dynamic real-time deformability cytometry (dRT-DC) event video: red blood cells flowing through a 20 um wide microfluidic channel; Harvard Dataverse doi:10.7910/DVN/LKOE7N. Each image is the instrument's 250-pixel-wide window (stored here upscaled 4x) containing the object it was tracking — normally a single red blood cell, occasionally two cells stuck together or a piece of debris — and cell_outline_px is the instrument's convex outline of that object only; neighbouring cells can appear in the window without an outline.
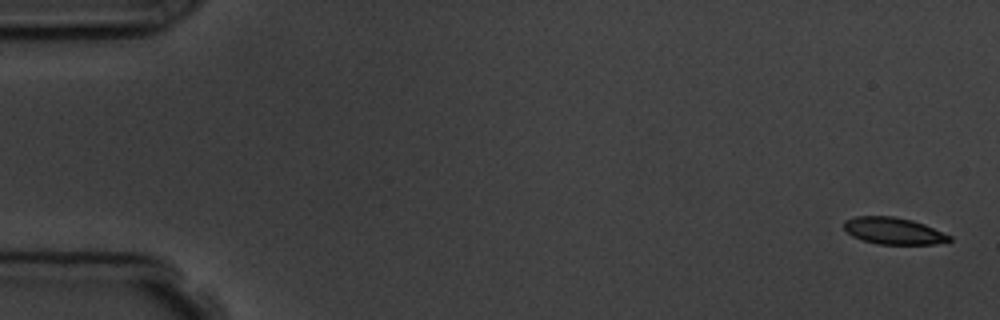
{"species": "common noctule bat (a hibernating species)", "species_latin": "Nyctalus noctula", "temperature_condition": "room temperature", "stored_images_in_passage": 7, "camera_frame_rate_fps": 3000, "um_per_image_px": 0.085, "animal": {"sex": "male", "body_mass_g": 19.5, "forearm_length_mm": 54.6}, "frame": {"image": 1, "passage_image": 1, "time_ms": 0.0, "image_size_px": [1000, 320], "cell_outline_px": [[952, 240], [936, 244], [876, 244], [852, 236], [844, 228], [844, 220], [856, 216], [892, 216], [912, 220], [924, 224], [952, 236]], "centroid_in_image_um": [75.95, 19.62], "position_along_channel_um": 9.0, "area_um2": 16.42}}